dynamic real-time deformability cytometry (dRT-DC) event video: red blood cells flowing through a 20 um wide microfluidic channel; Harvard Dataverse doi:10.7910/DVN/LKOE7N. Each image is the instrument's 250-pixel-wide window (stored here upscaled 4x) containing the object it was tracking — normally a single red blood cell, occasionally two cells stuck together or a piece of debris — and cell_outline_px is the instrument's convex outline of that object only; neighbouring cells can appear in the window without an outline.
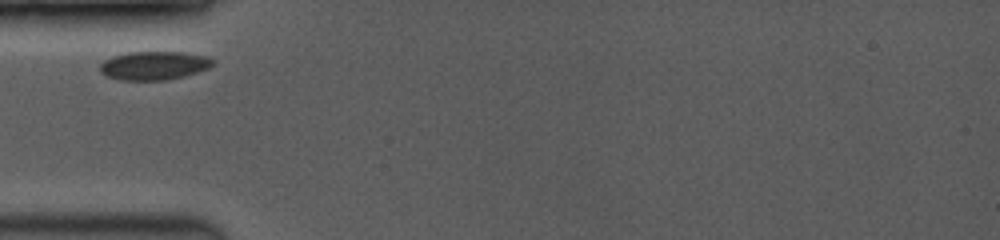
{"species": "common noctule bat (a hibernating species)", "species_latin": "Nyctalus noctula", "temperature_condition": "room temperature", "stored_images_in_passage": 3, "camera_frame_rate_fps": 3500, "um_per_image_px": 0.085, "animal": {"sex": "female", "body_mass_g": 19.0, "forearm_length_mm": 53.3}, "frame": {"image": 1, "passage_image": 1, "time_ms": 0.0, "image_size_px": [1000, 240], "cell_outline_px": [[216, 64], [208, 68], [184, 76], [164, 80], [120, 80], [108, 76], [100, 72], [100, 64], [104, 60], [112, 56], [128, 52], [184, 52], [208, 56], [216, 60]], "centroid_in_image_um": [13.12, 5.56], "position_along_channel_um": 71.9, "area_um2": 18.9}}
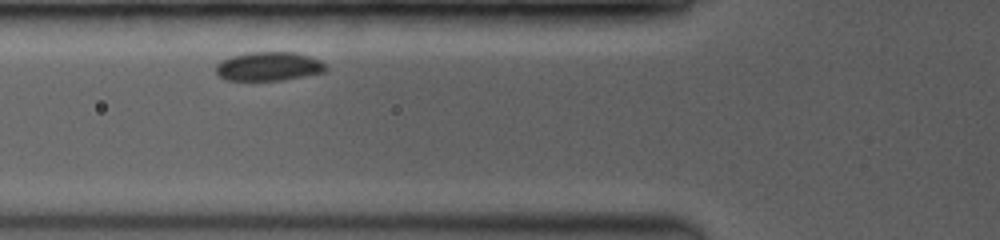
{"frame": {"image": 2, "passage_image": 2, "time_ms": 0.857, "image_size_px": [1000, 240], "cell_outline_px": [[328, 68], [324, 72], [304, 76], [280, 80], [224, 80], [216, 76], [216, 64], [232, 56], [252, 52], [296, 52], [320, 60]], "centroid_in_image_um": [22.82, 5.65], "position_along_channel_um": 103.0, "area_um2": 18.44}}
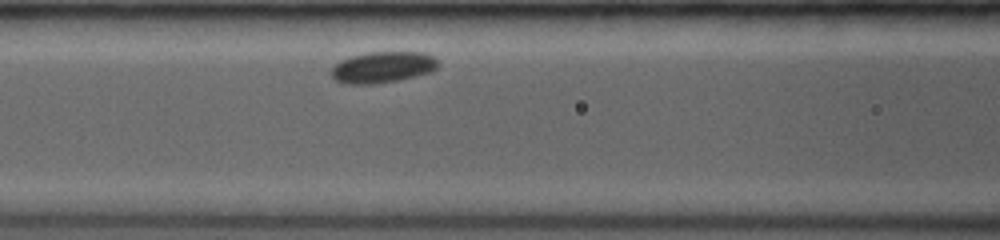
{"frame": {"image": 3, "passage_image": 3, "time_ms": 1.714, "image_size_px": [1000, 240], "cell_outline_px": [[440, 64], [432, 72], [416, 76], [396, 80], [372, 84], [344, 84], [336, 80], [332, 76], [332, 68], [340, 60], [352, 56], [368, 52], [424, 52], [432, 56]], "centroid_in_image_um": [32.54, 5.71], "position_along_channel_um": 134.1, "area_um2": 19.36}}